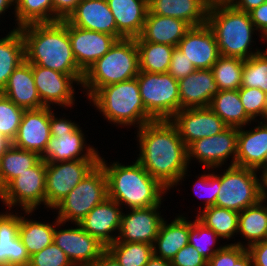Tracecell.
<instances>
[{
    "label": "cell",
    "mask_w": 267,
    "mask_h": 266,
    "mask_svg": "<svg viewBox=\"0 0 267 266\" xmlns=\"http://www.w3.org/2000/svg\"><path fill=\"white\" fill-rule=\"evenodd\" d=\"M140 154L137 161L166 189L177 185L186 174L187 146L170 120H153L137 131Z\"/></svg>",
    "instance_id": "cell-1"
},
{
    "label": "cell",
    "mask_w": 267,
    "mask_h": 266,
    "mask_svg": "<svg viewBox=\"0 0 267 266\" xmlns=\"http://www.w3.org/2000/svg\"><path fill=\"white\" fill-rule=\"evenodd\" d=\"M25 60L68 75H84L74 57L66 20L34 23L20 28Z\"/></svg>",
    "instance_id": "cell-2"
},
{
    "label": "cell",
    "mask_w": 267,
    "mask_h": 266,
    "mask_svg": "<svg viewBox=\"0 0 267 266\" xmlns=\"http://www.w3.org/2000/svg\"><path fill=\"white\" fill-rule=\"evenodd\" d=\"M103 159L99 157V164L106 173L108 198L120 205L125 203L130 209L161 205L162 194L168 189L149 175L137 160L132 165L114 162L109 167Z\"/></svg>",
    "instance_id": "cell-3"
},
{
    "label": "cell",
    "mask_w": 267,
    "mask_h": 266,
    "mask_svg": "<svg viewBox=\"0 0 267 266\" xmlns=\"http://www.w3.org/2000/svg\"><path fill=\"white\" fill-rule=\"evenodd\" d=\"M207 25L214 32L220 55L246 60L261 53L258 49L249 51L256 30L250 14L238 10L231 3L209 6Z\"/></svg>",
    "instance_id": "cell-4"
},
{
    "label": "cell",
    "mask_w": 267,
    "mask_h": 266,
    "mask_svg": "<svg viewBox=\"0 0 267 266\" xmlns=\"http://www.w3.org/2000/svg\"><path fill=\"white\" fill-rule=\"evenodd\" d=\"M139 53L135 38L117 40L109 51L84 73L81 86L89 99L101 88L134 79L139 74Z\"/></svg>",
    "instance_id": "cell-5"
},
{
    "label": "cell",
    "mask_w": 267,
    "mask_h": 266,
    "mask_svg": "<svg viewBox=\"0 0 267 266\" xmlns=\"http://www.w3.org/2000/svg\"><path fill=\"white\" fill-rule=\"evenodd\" d=\"M103 116L123 126L142 127L153 119L146 113L137 78L101 87L91 98Z\"/></svg>",
    "instance_id": "cell-6"
},
{
    "label": "cell",
    "mask_w": 267,
    "mask_h": 266,
    "mask_svg": "<svg viewBox=\"0 0 267 266\" xmlns=\"http://www.w3.org/2000/svg\"><path fill=\"white\" fill-rule=\"evenodd\" d=\"M108 197L107 177L98 163L53 209L59 210L55 224L79 223L96 205Z\"/></svg>",
    "instance_id": "cell-7"
},
{
    "label": "cell",
    "mask_w": 267,
    "mask_h": 266,
    "mask_svg": "<svg viewBox=\"0 0 267 266\" xmlns=\"http://www.w3.org/2000/svg\"><path fill=\"white\" fill-rule=\"evenodd\" d=\"M136 78L146 113L153 120H170L180 110L178 80L168 72L139 71Z\"/></svg>",
    "instance_id": "cell-8"
},
{
    "label": "cell",
    "mask_w": 267,
    "mask_h": 266,
    "mask_svg": "<svg viewBox=\"0 0 267 266\" xmlns=\"http://www.w3.org/2000/svg\"><path fill=\"white\" fill-rule=\"evenodd\" d=\"M256 172L251 168L229 165L220 175V189L214 206L241 212L258 203L261 200L260 180Z\"/></svg>",
    "instance_id": "cell-9"
},
{
    "label": "cell",
    "mask_w": 267,
    "mask_h": 266,
    "mask_svg": "<svg viewBox=\"0 0 267 266\" xmlns=\"http://www.w3.org/2000/svg\"><path fill=\"white\" fill-rule=\"evenodd\" d=\"M46 162L41 159L34 167L14 178L1 192L0 198L12 208L19 204L30 214L41 203L45 205Z\"/></svg>",
    "instance_id": "cell-10"
},
{
    "label": "cell",
    "mask_w": 267,
    "mask_h": 266,
    "mask_svg": "<svg viewBox=\"0 0 267 266\" xmlns=\"http://www.w3.org/2000/svg\"><path fill=\"white\" fill-rule=\"evenodd\" d=\"M98 163L99 160L46 163L45 205L47 208H54Z\"/></svg>",
    "instance_id": "cell-11"
},
{
    "label": "cell",
    "mask_w": 267,
    "mask_h": 266,
    "mask_svg": "<svg viewBox=\"0 0 267 266\" xmlns=\"http://www.w3.org/2000/svg\"><path fill=\"white\" fill-rule=\"evenodd\" d=\"M32 74L41 102L45 107L51 103L59 106L74 105L73 81L82 84L84 75H68L50 68L32 64ZM73 88V89H72Z\"/></svg>",
    "instance_id": "cell-12"
},
{
    "label": "cell",
    "mask_w": 267,
    "mask_h": 266,
    "mask_svg": "<svg viewBox=\"0 0 267 266\" xmlns=\"http://www.w3.org/2000/svg\"><path fill=\"white\" fill-rule=\"evenodd\" d=\"M170 121L187 147L198 139L214 136L228 127L210 107L181 109Z\"/></svg>",
    "instance_id": "cell-13"
},
{
    "label": "cell",
    "mask_w": 267,
    "mask_h": 266,
    "mask_svg": "<svg viewBox=\"0 0 267 266\" xmlns=\"http://www.w3.org/2000/svg\"><path fill=\"white\" fill-rule=\"evenodd\" d=\"M238 144V128L227 127L223 132L208 138H201L187 147L188 162L192 157L203 163V167H221L222 163L233 156L232 165H235Z\"/></svg>",
    "instance_id": "cell-14"
},
{
    "label": "cell",
    "mask_w": 267,
    "mask_h": 266,
    "mask_svg": "<svg viewBox=\"0 0 267 266\" xmlns=\"http://www.w3.org/2000/svg\"><path fill=\"white\" fill-rule=\"evenodd\" d=\"M77 228L54 231L53 242L67 255L74 266H92L106 246L87 233L76 223Z\"/></svg>",
    "instance_id": "cell-15"
},
{
    "label": "cell",
    "mask_w": 267,
    "mask_h": 266,
    "mask_svg": "<svg viewBox=\"0 0 267 266\" xmlns=\"http://www.w3.org/2000/svg\"><path fill=\"white\" fill-rule=\"evenodd\" d=\"M51 113V107L25 110L21 118L17 135L12 141V145L42 156L51 137Z\"/></svg>",
    "instance_id": "cell-16"
},
{
    "label": "cell",
    "mask_w": 267,
    "mask_h": 266,
    "mask_svg": "<svg viewBox=\"0 0 267 266\" xmlns=\"http://www.w3.org/2000/svg\"><path fill=\"white\" fill-rule=\"evenodd\" d=\"M160 205L147 208H131L129 214L122 213L121 226L115 242H140L154 245L164 219L157 211Z\"/></svg>",
    "instance_id": "cell-17"
},
{
    "label": "cell",
    "mask_w": 267,
    "mask_h": 266,
    "mask_svg": "<svg viewBox=\"0 0 267 266\" xmlns=\"http://www.w3.org/2000/svg\"><path fill=\"white\" fill-rule=\"evenodd\" d=\"M71 48L78 67L85 73L103 57L117 39L109 34L78 28L68 23Z\"/></svg>",
    "instance_id": "cell-18"
},
{
    "label": "cell",
    "mask_w": 267,
    "mask_h": 266,
    "mask_svg": "<svg viewBox=\"0 0 267 266\" xmlns=\"http://www.w3.org/2000/svg\"><path fill=\"white\" fill-rule=\"evenodd\" d=\"M66 21L78 28L106 33L117 40L125 37L117 30L107 0L80 1Z\"/></svg>",
    "instance_id": "cell-19"
},
{
    "label": "cell",
    "mask_w": 267,
    "mask_h": 266,
    "mask_svg": "<svg viewBox=\"0 0 267 266\" xmlns=\"http://www.w3.org/2000/svg\"><path fill=\"white\" fill-rule=\"evenodd\" d=\"M177 48L196 69H211L220 56L214 32L207 24L191 27Z\"/></svg>",
    "instance_id": "cell-20"
},
{
    "label": "cell",
    "mask_w": 267,
    "mask_h": 266,
    "mask_svg": "<svg viewBox=\"0 0 267 266\" xmlns=\"http://www.w3.org/2000/svg\"><path fill=\"white\" fill-rule=\"evenodd\" d=\"M120 206L119 203L107 197L102 203L96 205L79 222V225L107 247L117 240V236L111 235L112 232L120 231L122 216Z\"/></svg>",
    "instance_id": "cell-21"
},
{
    "label": "cell",
    "mask_w": 267,
    "mask_h": 266,
    "mask_svg": "<svg viewBox=\"0 0 267 266\" xmlns=\"http://www.w3.org/2000/svg\"><path fill=\"white\" fill-rule=\"evenodd\" d=\"M180 110L206 108L220 90L211 69H196L178 80Z\"/></svg>",
    "instance_id": "cell-22"
},
{
    "label": "cell",
    "mask_w": 267,
    "mask_h": 266,
    "mask_svg": "<svg viewBox=\"0 0 267 266\" xmlns=\"http://www.w3.org/2000/svg\"><path fill=\"white\" fill-rule=\"evenodd\" d=\"M190 29L191 26L183 20L147 12L142 32L135 41L177 47Z\"/></svg>",
    "instance_id": "cell-23"
},
{
    "label": "cell",
    "mask_w": 267,
    "mask_h": 266,
    "mask_svg": "<svg viewBox=\"0 0 267 266\" xmlns=\"http://www.w3.org/2000/svg\"><path fill=\"white\" fill-rule=\"evenodd\" d=\"M1 93L24 110L45 107L34 83L32 64L26 60L12 72Z\"/></svg>",
    "instance_id": "cell-24"
},
{
    "label": "cell",
    "mask_w": 267,
    "mask_h": 266,
    "mask_svg": "<svg viewBox=\"0 0 267 266\" xmlns=\"http://www.w3.org/2000/svg\"><path fill=\"white\" fill-rule=\"evenodd\" d=\"M0 215V266H29L30 255L19 237L20 216Z\"/></svg>",
    "instance_id": "cell-25"
},
{
    "label": "cell",
    "mask_w": 267,
    "mask_h": 266,
    "mask_svg": "<svg viewBox=\"0 0 267 266\" xmlns=\"http://www.w3.org/2000/svg\"><path fill=\"white\" fill-rule=\"evenodd\" d=\"M84 139L81 128H78L74 133L58 134V138L50 137L41 159L46 163L70 160H99L100 156L94 147L88 146V148H85L86 153L82 154L86 144Z\"/></svg>",
    "instance_id": "cell-26"
},
{
    "label": "cell",
    "mask_w": 267,
    "mask_h": 266,
    "mask_svg": "<svg viewBox=\"0 0 267 266\" xmlns=\"http://www.w3.org/2000/svg\"><path fill=\"white\" fill-rule=\"evenodd\" d=\"M252 131L238 128L236 166L260 169L267 154V120Z\"/></svg>",
    "instance_id": "cell-27"
},
{
    "label": "cell",
    "mask_w": 267,
    "mask_h": 266,
    "mask_svg": "<svg viewBox=\"0 0 267 266\" xmlns=\"http://www.w3.org/2000/svg\"><path fill=\"white\" fill-rule=\"evenodd\" d=\"M208 9L205 0H148L149 13L180 19L191 27L207 24Z\"/></svg>",
    "instance_id": "cell-28"
},
{
    "label": "cell",
    "mask_w": 267,
    "mask_h": 266,
    "mask_svg": "<svg viewBox=\"0 0 267 266\" xmlns=\"http://www.w3.org/2000/svg\"><path fill=\"white\" fill-rule=\"evenodd\" d=\"M117 30L125 38L138 37L148 12V0H107Z\"/></svg>",
    "instance_id": "cell-29"
},
{
    "label": "cell",
    "mask_w": 267,
    "mask_h": 266,
    "mask_svg": "<svg viewBox=\"0 0 267 266\" xmlns=\"http://www.w3.org/2000/svg\"><path fill=\"white\" fill-rule=\"evenodd\" d=\"M166 223L163 221L161 224L153 245V252L154 256L171 261L181 248L189 244L190 221L183 216H178L171 224Z\"/></svg>",
    "instance_id": "cell-30"
},
{
    "label": "cell",
    "mask_w": 267,
    "mask_h": 266,
    "mask_svg": "<svg viewBox=\"0 0 267 266\" xmlns=\"http://www.w3.org/2000/svg\"><path fill=\"white\" fill-rule=\"evenodd\" d=\"M209 107L228 127L242 128L252 121L246 114L239 90L219 91L213 96Z\"/></svg>",
    "instance_id": "cell-31"
},
{
    "label": "cell",
    "mask_w": 267,
    "mask_h": 266,
    "mask_svg": "<svg viewBox=\"0 0 267 266\" xmlns=\"http://www.w3.org/2000/svg\"><path fill=\"white\" fill-rule=\"evenodd\" d=\"M25 61V45L20 28L16 27L0 39V92L12 72Z\"/></svg>",
    "instance_id": "cell-32"
},
{
    "label": "cell",
    "mask_w": 267,
    "mask_h": 266,
    "mask_svg": "<svg viewBox=\"0 0 267 266\" xmlns=\"http://www.w3.org/2000/svg\"><path fill=\"white\" fill-rule=\"evenodd\" d=\"M41 160L35 152L10 146L0 157V192L21 173L34 167Z\"/></svg>",
    "instance_id": "cell-33"
},
{
    "label": "cell",
    "mask_w": 267,
    "mask_h": 266,
    "mask_svg": "<svg viewBox=\"0 0 267 266\" xmlns=\"http://www.w3.org/2000/svg\"><path fill=\"white\" fill-rule=\"evenodd\" d=\"M264 200L239 212L238 232L248 239L247 247L267 240V205Z\"/></svg>",
    "instance_id": "cell-34"
},
{
    "label": "cell",
    "mask_w": 267,
    "mask_h": 266,
    "mask_svg": "<svg viewBox=\"0 0 267 266\" xmlns=\"http://www.w3.org/2000/svg\"><path fill=\"white\" fill-rule=\"evenodd\" d=\"M54 226L20 216L19 237L30 257L53 243Z\"/></svg>",
    "instance_id": "cell-35"
},
{
    "label": "cell",
    "mask_w": 267,
    "mask_h": 266,
    "mask_svg": "<svg viewBox=\"0 0 267 266\" xmlns=\"http://www.w3.org/2000/svg\"><path fill=\"white\" fill-rule=\"evenodd\" d=\"M139 53V70L149 73L168 72L175 47L153 42H136Z\"/></svg>",
    "instance_id": "cell-36"
},
{
    "label": "cell",
    "mask_w": 267,
    "mask_h": 266,
    "mask_svg": "<svg viewBox=\"0 0 267 266\" xmlns=\"http://www.w3.org/2000/svg\"><path fill=\"white\" fill-rule=\"evenodd\" d=\"M202 211L196 219L205 227L214 230L220 238L228 240L238 232L239 212L217 206H210Z\"/></svg>",
    "instance_id": "cell-37"
},
{
    "label": "cell",
    "mask_w": 267,
    "mask_h": 266,
    "mask_svg": "<svg viewBox=\"0 0 267 266\" xmlns=\"http://www.w3.org/2000/svg\"><path fill=\"white\" fill-rule=\"evenodd\" d=\"M106 249L121 266H145L154 255L153 245L140 242H114Z\"/></svg>",
    "instance_id": "cell-38"
},
{
    "label": "cell",
    "mask_w": 267,
    "mask_h": 266,
    "mask_svg": "<svg viewBox=\"0 0 267 266\" xmlns=\"http://www.w3.org/2000/svg\"><path fill=\"white\" fill-rule=\"evenodd\" d=\"M15 15L18 28L34 23H52V0H15Z\"/></svg>",
    "instance_id": "cell-39"
},
{
    "label": "cell",
    "mask_w": 267,
    "mask_h": 266,
    "mask_svg": "<svg viewBox=\"0 0 267 266\" xmlns=\"http://www.w3.org/2000/svg\"><path fill=\"white\" fill-rule=\"evenodd\" d=\"M243 67V59L220 55L211 68L219 90H238L241 87Z\"/></svg>",
    "instance_id": "cell-40"
},
{
    "label": "cell",
    "mask_w": 267,
    "mask_h": 266,
    "mask_svg": "<svg viewBox=\"0 0 267 266\" xmlns=\"http://www.w3.org/2000/svg\"><path fill=\"white\" fill-rule=\"evenodd\" d=\"M241 87L259 88L267 93V51L244 60Z\"/></svg>",
    "instance_id": "cell-41"
},
{
    "label": "cell",
    "mask_w": 267,
    "mask_h": 266,
    "mask_svg": "<svg viewBox=\"0 0 267 266\" xmlns=\"http://www.w3.org/2000/svg\"><path fill=\"white\" fill-rule=\"evenodd\" d=\"M219 236L210 228L205 227L196 218L190 222L189 244L192 245L207 261H209L222 247L212 249ZM210 247V248H209Z\"/></svg>",
    "instance_id": "cell-42"
},
{
    "label": "cell",
    "mask_w": 267,
    "mask_h": 266,
    "mask_svg": "<svg viewBox=\"0 0 267 266\" xmlns=\"http://www.w3.org/2000/svg\"><path fill=\"white\" fill-rule=\"evenodd\" d=\"M24 111L0 92V134L13 141Z\"/></svg>",
    "instance_id": "cell-43"
},
{
    "label": "cell",
    "mask_w": 267,
    "mask_h": 266,
    "mask_svg": "<svg viewBox=\"0 0 267 266\" xmlns=\"http://www.w3.org/2000/svg\"><path fill=\"white\" fill-rule=\"evenodd\" d=\"M238 90L246 114L253 121L256 116L267 120V93L259 88L240 87Z\"/></svg>",
    "instance_id": "cell-44"
},
{
    "label": "cell",
    "mask_w": 267,
    "mask_h": 266,
    "mask_svg": "<svg viewBox=\"0 0 267 266\" xmlns=\"http://www.w3.org/2000/svg\"><path fill=\"white\" fill-rule=\"evenodd\" d=\"M29 266H74L54 242L30 257Z\"/></svg>",
    "instance_id": "cell-45"
},
{
    "label": "cell",
    "mask_w": 267,
    "mask_h": 266,
    "mask_svg": "<svg viewBox=\"0 0 267 266\" xmlns=\"http://www.w3.org/2000/svg\"><path fill=\"white\" fill-rule=\"evenodd\" d=\"M194 186H198L199 188L203 187L201 189L205 188L204 189L205 192H208V193L204 192L208 196L207 198H204L206 199L204 209L215 205V200L217 198V195L220 189V175H215L214 173L213 174L208 173V175L206 174L201 175L199 177V180L194 184ZM195 188L196 187H194V189ZM197 192L195 190V193L197 196L201 198L204 197V196L202 197L201 195H199L200 193L198 194Z\"/></svg>",
    "instance_id": "cell-46"
},
{
    "label": "cell",
    "mask_w": 267,
    "mask_h": 266,
    "mask_svg": "<svg viewBox=\"0 0 267 266\" xmlns=\"http://www.w3.org/2000/svg\"><path fill=\"white\" fill-rule=\"evenodd\" d=\"M195 70L196 68L194 67L192 62L185 57V55L179 48L175 47L172 53L168 73L172 75L176 80H180L182 78H185Z\"/></svg>",
    "instance_id": "cell-47"
},
{
    "label": "cell",
    "mask_w": 267,
    "mask_h": 266,
    "mask_svg": "<svg viewBox=\"0 0 267 266\" xmlns=\"http://www.w3.org/2000/svg\"><path fill=\"white\" fill-rule=\"evenodd\" d=\"M208 261L192 245L181 248L171 260L172 266H207Z\"/></svg>",
    "instance_id": "cell-48"
},
{
    "label": "cell",
    "mask_w": 267,
    "mask_h": 266,
    "mask_svg": "<svg viewBox=\"0 0 267 266\" xmlns=\"http://www.w3.org/2000/svg\"><path fill=\"white\" fill-rule=\"evenodd\" d=\"M230 266H253L247 247L240 242L230 244Z\"/></svg>",
    "instance_id": "cell-49"
},
{
    "label": "cell",
    "mask_w": 267,
    "mask_h": 266,
    "mask_svg": "<svg viewBox=\"0 0 267 266\" xmlns=\"http://www.w3.org/2000/svg\"><path fill=\"white\" fill-rule=\"evenodd\" d=\"M81 0H52L53 22L66 20Z\"/></svg>",
    "instance_id": "cell-50"
},
{
    "label": "cell",
    "mask_w": 267,
    "mask_h": 266,
    "mask_svg": "<svg viewBox=\"0 0 267 266\" xmlns=\"http://www.w3.org/2000/svg\"><path fill=\"white\" fill-rule=\"evenodd\" d=\"M75 122L63 118H55L54 113L50 114L51 137L58 138V134L74 133L79 127Z\"/></svg>",
    "instance_id": "cell-51"
},
{
    "label": "cell",
    "mask_w": 267,
    "mask_h": 266,
    "mask_svg": "<svg viewBox=\"0 0 267 266\" xmlns=\"http://www.w3.org/2000/svg\"><path fill=\"white\" fill-rule=\"evenodd\" d=\"M256 30H261V37L267 36V1L249 12Z\"/></svg>",
    "instance_id": "cell-52"
},
{
    "label": "cell",
    "mask_w": 267,
    "mask_h": 266,
    "mask_svg": "<svg viewBox=\"0 0 267 266\" xmlns=\"http://www.w3.org/2000/svg\"><path fill=\"white\" fill-rule=\"evenodd\" d=\"M253 266H267V240L254 243L247 247Z\"/></svg>",
    "instance_id": "cell-53"
},
{
    "label": "cell",
    "mask_w": 267,
    "mask_h": 266,
    "mask_svg": "<svg viewBox=\"0 0 267 266\" xmlns=\"http://www.w3.org/2000/svg\"><path fill=\"white\" fill-rule=\"evenodd\" d=\"M207 266H230V245H224L208 261Z\"/></svg>",
    "instance_id": "cell-54"
},
{
    "label": "cell",
    "mask_w": 267,
    "mask_h": 266,
    "mask_svg": "<svg viewBox=\"0 0 267 266\" xmlns=\"http://www.w3.org/2000/svg\"><path fill=\"white\" fill-rule=\"evenodd\" d=\"M267 0H233L231 4L238 10L249 13L254 8L259 7Z\"/></svg>",
    "instance_id": "cell-55"
},
{
    "label": "cell",
    "mask_w": 267,
    "mask_h": 266,
    "mask_svg": "<svg viewBox=\"0 0 267 266\" xmlns=\"http://www.w3.org/2000/svg\"><path fill=\"white\" fill-rule=\"evenodd\" d=\"M92 266H121L115 257L106 249Z\"/></svg>",
    "instance_id": "cell-56"
},
{
    "label": "cell",
    "mask_w": 267,
    "mask_h": 266,
    "mask_svg": "<svg viewBox=\"0 0 267 266\" xmlns=\"http://www.w3.org/2000/svg\"><path fill=\"white\" fill-rule=\"evenodd\" d=\"M262 173H263L262 176H259L261 177L260 182H259L260 196L262 200L266 201L267 199V190H266L267 189V170H263Z\"/></svg>",
    "instance_id": "cell-57"
},
{
    "label": "cell",
    "mask_w": 267,
    "mask_h": 266,
    "mask_svg": "<svg viewBox=\"0 0 267 266\" xmlns=\"http://www.w3.org/2000/svg\"><path fill=\"white\" fill-rule=\"evenodd\" d=\"M145 266H172V264L171 261L153 255Z\"/></svg>",
    "instance_id": "cell-58"
},
{
    "label": "cell",
    "mask_w": 267,
    "mask_h": 266,
    "mask_svg": "<svg viewBox=\"0 0 267 266\" xmlns=\"http://www.w3.org/2000/svg\"><path fill=\"white\" fill-rule=\"evenodd\" d=\"M12 146V141L0 134V157Z\"/></svg>",
    "instance_id": "cell-59"
},
{
    "label": "cell",
    "mask_w": 267,
    "mask_h": 266,
    "mask_svg": "<svg viewBox=\"0 0 267 266\" xmlns=\"http://www.w3.org/2000/svg\"><path fill=\"white\" fill-rule=\"evenodd\" d=\"M13 4L15 5V0H0V15L5 13L6 9Z\"/></svg>",
    "instance_id": "cell-60"
},
{
    "label": "cell",
    "mask_w": 267,
    "mask_h": 266,
    "mask_svg": "<svg viewBox=\"0 0 267 266\" xmlns=\"http://www.w3.org/2000/svg\"><path fill=\"white\" fill-rule=\"evenodd\" d=\"M233 0H205V2L209 5H216V4H230Z\"/></svg>",
    "instance_id": "cell-61"
},
{
    "label": "cell",
    "mask_w": 267,
    "mask_h": 266,
    "mask_svg": "<svg viewBox=\"0 0 267 266\" xmlns=\"http://www.w3.org/2000/svg\"><path fill=\"white\" fill-rule=\"evenodd\" d=\"M267 170V154H266V157H265V160H264V163H263V165L260 167V170Z\"/></svg>",
    "instance_id": "cell-62"
}]
</instances>
